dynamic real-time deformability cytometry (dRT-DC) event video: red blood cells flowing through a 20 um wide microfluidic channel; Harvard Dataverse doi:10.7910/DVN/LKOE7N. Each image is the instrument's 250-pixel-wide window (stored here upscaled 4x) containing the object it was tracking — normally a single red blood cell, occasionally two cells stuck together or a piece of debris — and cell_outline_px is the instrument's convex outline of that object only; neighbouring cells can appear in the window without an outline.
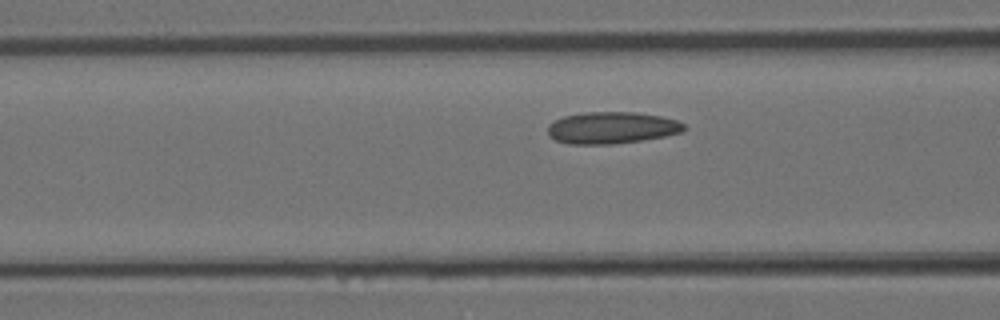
{"species": "Egyptian fruit bat (a non-hibernating species)", "species_latin": "Rousettus aegyptiacus", "temperature_condition": "room temperature", "stored_images_in_passage": 5, "camera_frame_rate_fps": 3000, "um_per_image_px": 0.085, "animal": {"sex": "female"}, "frame": {"image": 1, "passage_image": 5, "time_ms": 1.333, "image_size_px": [1000, 320], "cell_outline_px": [[688, 128], [684, 132], [664, 136], [640, 140], [612, 144], [568, 144], [556, 140], [548, 136], [548, 124], [564, 116], [584, 112], [636, 112], [660, 116], [676, 120], [684, 124]], "centroid_in_image_um": [52.0, 10.86], "position_along_channel_um": 114.6, "area_um2": 25.32}}